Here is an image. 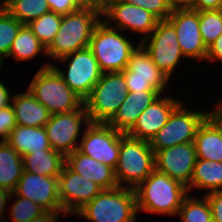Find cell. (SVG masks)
I'll use <instances>...</instances> for the list:
<instances>
[{"label": "cell", "mask_w": 222, "mask_h": 222, "mask_svg": "<svg viewBox=\"0 0 222 222\" xmlns=\"http://www.w3.org/2000/svg\"><path fill=\"white\" fill-rule=\"evenodd\" d=\"M99 7L83 6L62 16L61 26L54 40L46 48V55L58 60L75 51L89 47L96 25L101 21Z\"/></svg>", "instance_id": "6da1fadb"}, {"label": "cell", "mask_w": 222, "mask_h": 222, "mask_svg": "<svg viewBox=\"0 0 222 222\" xmlns=\"http://www.w3.org/2000/svg\"><path fill=\"white\" fill-rule=\"evenodd\" d=\"M134 190L137 210L168 215L177 214L188 195L185 185L156 169Z\"/></svg>", "instance_id": "7a4b0ae2"}, {"label": "cell", "mask_w": 222, "mask_h": 222, "mask_svg": "<svg viewBox=\"0 0 222 222\" xmlns=\"http://www.w3.org/2000/svg\"><path fill=\"white\" fill-rule=\"evenodd\" d=\"M137 211L135 190L124 185L102 190L77 214L87 222H135Z\"/></svg>", "instance_id": "3957f363"}, {"label": "cell", "mask_w": 222, "mask_h": 222, "mask_svg": "<svg viewBox=\"0 0 222 222\" xmlns=\"http://www.w3.org/2000/svg\"><path fill=\"white\" fill-rule=\"evenodd\" d=\"M154 170L155 153L149 141L122 133L118 162L114 170L118 186L123 187L121 182H124L129 184V188L135 189Z\"/></svg>", "instance_id": "277c9868"}, {"label": "cell", "mask_w": 222, "mask_h": 222, "mask_svg": "<svg viewBox=\"0 0 222 222\" xmlns=\"http://www.w3.org/2000/svg\"><path fill=\"white\" fill-rule=\"evenodd\" d=\"M51 65L44 64L37 71L28 90L51 114L78 109L84 101L70 89Z\"/></svg>", "instance_id": "5b68a950"}, {"label": "cell", "mask_w": 222, "mask_h": 222, "mask_svg": "<svg viewBox=\"0 0 222 222\" xmlns=\"http://www.w3.org/2000/svg\"><path fill=\"white\" fill-rule=\"evenodd\" d=\"M128 92L123 72L102 73L100 80L84 100L90 123L107 124L126 99Z\"/></svg>", "instance_id": "8992f818"}, {"label": "cell", "mask_w": 222, "mask_h": 222, "mask_svg": "<svg viewBox=\"0 0 222 222\" xmlns=\"http://www.w3.org/2000/svg\"><path fill=\"white\" fill-rule=\"evenodd\" d=\"M117 30L101 20L96 25L90 40L89 48L103 73L122 72L136 48Z\"/></svg>", "instance_id": "52a82bcc"}, {"label": "cell", "mask_w": 222, "mask_h": 222, "mask_svg": "<svg viewBox=\"0 0 222 222\" xmlns=\"http://www.w3.org/2000/svg\"><path fill=\"white\" fill-rule=\"evenodd\" d=\"M208 116L207 112L187 110L180 103L169 116L167 123L149 142L153 152L194 142L199 126Z\"/></svg>", "instance_id": "ba28073f"}, {"label": "cell", "mask_w": 222, "mask_h": 222, "mask_svg": "<svg viewBox=\"0 0 222 222\" xmlns=\"http://www.w3.org/2000/svg\"><path fill=\"white\" fill-rule=\"evenodd\" d=\"M68 59H70V63L67 66L66 74L59 67L53 64L51 66L59 73L70 89L84 101L100 80L103 72L89 47L68 54L58 61L66 62Z\"/></svg>", "instance_id": "9c48e42d"}, {"label": "cell", "mask_w": 222, "mask_h": 222, "mask_svg": "<svg viewBox=\"0 0 222 222\" xmlns=\"http://www.w3.org/2000/svg\"><path fill=\"white\" fill-rule=\"evenodd\" d=\"M140 43L153 63L170 79L180 58L184 57L175 28L167 20H160L153 32Z\"/></svg>", "instance_id": "30bf717a"}, {"label": "cell", "mask_w": 222, "mask_h": 222, "mask_svg": "<svg viewBox=\"0 0 222 222\" xmlns=\"http://www.w3.org/2000/svg\"><path fill=\"white\" fill-rule=\"evenodd\" d=\"M129 92L162 91L169 78L153 63L148 51L140 43L131 53L122 71Z\"/></svg>", "instance_id": "8fae6325"}, {"label": "cell", "mask_w": 222, "mask_h": 222, "mask_svg": "<svg viewBox=\"0 0 222 222\" xmlns=\"http://www.w3.org/2000/svg\"><path fill=\"white\" fill-rule=\"evenodd\" d=\"M85 126L78 150L115 170L119 157L122 132L105 123H89Z\"/></svg>", "instance_id": "7c38bea8"}, {"label": "cell", "mask_w": 222, "mask_h": 222, "mask_svg": "<svg viewBox=\"0 0 222 222\" xmlns=\"http://www.w3.org/2000/svg\"><path fill=\"white\" fill-rule=\"evenodd\" d=\"M82 121L86 125L90 123L84 103L73 111L51 114L44 126L51 148L64 156L78 149L76 140L80 135Z\"/></svg>", "instance_id": "4fadbf2b"}, {"label": "cell", "mask_w": 222, "mask_h": 222, "mask_svg": "<svg viewBox=\"0 0 222 222\" xmlns=\"http://www.w3.org/2000/svg\"><path fill=\"white\" fill-rule=\"evenodd\" d=\"M102 190L95 182L64 165L58 176V196L63 209V217L77 213Z\"/></svg>", "instance_id": "5bb4252c"}, {"label": "cell", "mask_w": 222, "mask_h": 222, "mask_svg": "<svg viewBox=\"0 0 222 222\" xmlns=\"http://www.w3.org/2000/svg\"><path fill=\"white\" fill-rule=\"evenodd\" d=\"M167 21L175 28L184 57L198 60L207 58V48L199 29V11L175 9Z\"/></svg>", "instance_id": "9a60e30c"}, {"label": "cell", "mask_w": 222, "mask_h": 222, "mask_svg": "<svg viewBox=\"0 0 222 222\" xmlns=\"http://www.w3.org/2000/svg\"><path fill=\"white\" fill-rule=\"evenodd\" d=\"M107 24L115 22V29L118 28L121 32L124 30H132L141 33L148 37L157 23L160 21L155 15L138 7L136 5L128 4L123 0H112L102 9V18ZM111 21V22H110Z\"/></svg>", "instance_id": "2e32d148"}, {"label": "cell", "mask_w": 222, "mask_h": 222, "mask_svg": "<svg viewBox=\"0 0 222 222\" xmlns=\"http://www.w3.org/2000/svg\"><path fill=\"white\" fill-rule=\"evenodd\" d=\"M196 161L194 142L175 145L155 153V169L186 187L192 179Z\"/></svg>", "instance_id": "e0dca14e"}, {"label": "cell", "mask_w": 222, "mask_h": 222, "mask_svg": "<svg viewBox=\"0 0 222 222\" xmlns=\"http://www.w3.org/2000/svg\"><path fill=\"white\" fill-rule=\"evenodd\" d=\"M14 193L40 205L47 212L60 211L63 214L58 196V177L41 176L24 170Z\"/></svg>", "instance_id": "ac0fdd59"}, {"label": "cell", "mask_w": 222, "mask_h": 222, "mask_svg": "<svg viewBox=\"0 0 222 222\" xmlns=\"http://www.w3.org/2000/svg\"><path fill=\"white\" fill-rule=\"evenodd\" d=\"M180 103L171 97L160 96L139 115L134 126L126 134L150 142Z\"/></svg>", "instance_id": "d6986e66"}, {"label": "cell", "mask_w": 222, "mask_h": 222, "mask_svg": "<svg viewBox=\"0 0 222 222\" xmlns=\"http://www.w3.org/2000/svg\"><path fill=\"white\" fill-rule=\"evenodd\" d=\"M65 165L73 172L95 182L103 190L118 187L112 167L92 159L78 149L65 156Z\"/></svg>", "instance_id": "ffe728a7"}, {"label": "cell", "mask_w": 222, "mask_h": 222, "mask_svg": "<svg viewBox=\"0 0 222 222\" xmlns=\"http://www.w3.org/2000/svg\"><path fill=\"white\" fill-rule=\"evenodd\" d=\"M160 95L159 91L128 92L126 99L107 124L126 134L134 126L139 115Z\"/></svg>", "instance_id": "44dd1931"}, {"label": "cell", "mask_w": 222, "mask_h": 222, "mask_svg": "<svg viewBox=\"0 0 222 222\" xmlns=\"http://www.w3.org/2000/svg\"><path fill=\"white\" fill-rule=\"evenodd\" d=\"M16 124L19 126L44 127L51 113L28 90L12 97Z\"/></svg>", "instance_id": "7402d4cb"}, {"label": "cell", "mask_w": 222, "mask_h": 222, "mask_svg": "<svg viewBox=\"0 0 222 222\" xmlns=\"http://www.w3.org/2000/svg\"><path fill=\"white\" fill-rule=\"evenodd\" d=\"M6 141L21 156L52 149L44 127L16 125Z\"/></svg>", "instance_id": "603a6c76"}, {"label": "cell", "mask_w": 222, "mask_h": 222, "mask_svg": "<svg viewBox=\"0 0 222 222\" xmlns=\"http://www.w3.org/2000/svg\"><path fill=\"white\" fill-rule=\"evenodd\" d=\"M194 145L197 159L222 162V131L209 116L199 126Z\"/></svg>", "instance_id": "cb8c5ba5"}, {"label": "cell", "mask_w": 222, "mask_h": 222, "mask_svg": "<svg viewBox=\"0 0 222 222\" xmlns=\"http://www.w3.org/2000/svg\"><path fill=\"white\" fill-rule=\"evenodd\" d=\"M24 172L23 157L7 141L0 142V188L14 192Z\"/></svg>", "instance_id": "d4e9b609"}, {"label": "cell", "mask_w": 222, "mask_h": 222, "mask_svg": "<svg viewBox=\"0 0 222 222\" xmlns=\"http://www.w3.org/2000/svg\"><path fill=\"white\" fill-rule=\"evenodd\" d=\"M22 157L24 170L41 176L58 177L65 165V156L53 149Z\"/></svg>", "instance_id": "484cf974"}, {"label": "cell", "mask_w": 222, "mask_h": 222, "mask_svg": "<svg viewBox=\"0 0 222 222\" xmlns=\"http://www.w3.org/2000/svg\"><path fill=\"white\" fill-rule=\"evenodd\" d=\"M209 189V192L222 190V162L197 159L190 184L191 188Z\"/></svg>", "instance_id": "4316f807"}, {"label": "cell", "mask_w": 222, "mask_h": 222, "mask_svg": "<svg viewBox=\"0 0 222 222\" xmlns=\"http://www.w3.org/2000/svg\"><path fill=\"white\" fill-rule=\"evenodd\" d=\"M40 51L46 55V47L32 33L27 24H23L14 39L9 56H13L16 60H29L34 58Z\"/></svg>", "instance_id": "83f0119b"}, {"label": "cell", "mask_w": 222, "mask_h": 222, "mask_svg": "<svg viewBox=\"0 0 222 222\" xmlns=\"http://www.w3.org/2000/svg\"><path fill=\"white\" fill-rule=\"evenodd\" d=\"M5 8L22 24L51 11L47 0H4Z\"/></svg>", "instance_id": "f1b7e54d"}, {"label": "cell", "mask_w": 222, "mask_h": 222, "mask_svg": "<svg viewBox=\"0 0 222 222\" xmlns=\"http://www.w3.org/2000/svg\"><path fill=\"white\" fill-rule=\"evenodd\" d=\"M62 21V15L49 11L27 25L38 40L47 48L54 40Z\"/></svg>", "instance_id": "f546056e"}, {"label": "cell", "mask_w": 222, "mask_h": 222, "mask_svg": "<svg viewBox=\"0 0 222 222\" xmlns=\"http://www.w3.org/2000/svg\"><path fill=\"white\" fill-rule=\"evenodd\" d=\"M178 214L182 222H211L212 211L206 197L197 199L186 197L179 208Z\"/></svg>", "instance_id": "4dcf8cb0"}, {"label": "cell", "mask_w": 222, "mask_h": 222, "mask_svg": "<svg viewBox=\"0 0 222 222\" xmlns=\"http://www.w3.org/2000/svg\"><path fill=\"white\" fill-rule=\"evenodd\" d=\"M22 25L6 8L0 12V57L2 59L7 58Z\"/></svg>", "instance_id": "1f68e13d"}, {"label": "cell", "mask_w": 222, "mask_h": 222, "mask_svg": "<svg viewBox=\"0 0 222 222\" xmlns=\"http://www.w3.org/2000/svg\"><path fill=\"white\" fill-rule=\"evenodd\" d=\"M199 29L203 43L208 49L222 34V17L218 10L199 11Z\"/></svg>", "instance_id": "d6a6232c"}, {"label": "cell", "mask_w": 222, "mask_h": 222, "mask_svg": "<svg viewBox=\"0 0 222 222\" xmlns=\"http://www.w3.org/2000/svg\"><path fill=\"white\" fill-rule=\"evenodd\" d=\"M12 195L17 198L15 203L11 206L10 217L13 222H30L47 212L40 205L27 198L15 195L14 192H12Z\"/></svg>", "instance_id": "836d02e7"}, {"label": "cell", "mask_w": 222, "mask_h": 222, "mask_svg": "<svg viewBox=\"0 0 222 222\" xmlns=\"http://www.w3.org/2000/svg\"><path fill=\"white\" fill-rule=\"evenodd\" d=\"M128 4L142 7L148 12L155 15L159 20H167L172 13L168 0H123Z\"/></svg>", "instance_id": "e575fe53"}, {"label": "cell", "mask_w": 222, "mask_h": 222, "mask_svg": "<svg viewBox=\"0 0 222 222\" xmlns=\"http://www.w3.org/2000/svg\"><path fill=\"white\" fill-rule=\"evenodd\" d=\"M16 125L12 105L0 108V137L3 138V141L9 138Z\"/></svg>", "instance_id": "d590c367"}, {"label": "cell", "mask_w": 222, "mask_h": 222, "mask_svg": "<svg viewBox=\"0 0 222 222\" xmlns=\"http://www.w3.org/2000/svg\"><path fill=\"white\" fill-rule=\"evenodd\" d=\"M51 11L59 15H66L78 11L83 6L77 0H47Z\"/></svg>", "instance_id": "8d00e7d4"}, {"label": "cell", "mask_w": 222, "mask_h": 222, "mask_svg": "<svg viewBox=\"0 0 222 222\" xmlns=\"http://www.w3.org/2000/svg\"><path fill=\"white\" fill-rule=\"evenodd\" d=\"M205 197L211 207L212 221L222 222V190L208 192Z\"/></svg>", "instance_id": "74e56055"}, {"label": "cell", "mask_w": 222, "mask_h": 222, "mask_svg": "<svg viewBox=\"0 0 222 222\" xmlns=\"http://www.w3.org/2000/svg\"><path fill=\"white\" fill-rule=\"evenodd\" d=\"M206 60H220L222 62V34L207 49Z\"/></svg>", "instance_id": "f35d334b"}, {"label": "cell", "mask_w": 222, "mask_h": 222, "mask_svg": "<svg viewBox=\"0 0 222 222\" xmlns=\"http://www.w3.org/2000/svg\"><path fill=\"white\" fill-rule=\"evenodd\" d=\"M222 5V0H194L193 10L210 11L218 10Z\"/></svg>", "instance_id": "ab89813d"}, {"label": "cell", "mask_w": 222, "mask_h": 222, "mask_svg": "<svg viewBox=\"0 0 222 222\" xmlns=\"http://www.w3.org/2000/svg\"><path fill=\"white\" fill-rule=\"evenodd\" d=\"M10 93L8 88L0 81V108L11 105Z\"/></svg>", "instance_id": "60d3db41"}, {"label": "cell", "mask_w": 222, "mask_h": 222, "mask_svg": "<svg viewBox=\"0 0 222 222\" xmlns=\"http://www.w3.org/2000/svg\"><path fill=\"white\" fill-rule=\"evenodd\" d=\"M171 8L175 9H192L194 0H168Z\"/></svg>", "instance_id": "b9f144b4"}, {"label": "cell", "mask_w": 222, "mask_h": 222, "mask_svg": "<svg viewBox=\"0 0 222 222\" xmlns=\"http://www.w3.org/2000/svg\"><path fill=\"white\" fill-rule=\"evenodd\" d=\"M59 211H55V212H46L44 213L41 217H38L36 219H33L32 221L30 222H58V218H59V214H58ZM6 219H3V222H6L5 221Z\"/></svg>", "instance_id": "7bdbcfd3"}, {"label": "cell", "mask_w": 222, "mask_h": 222, "mask_svg": "<svg viewBox=\"0 0 222 222\" xmlns=\"http://www.w3.org/2000/svg\"><path fill=\"white\" fill-rule=\"evenodd\" d=\"M12 193L6 189L0 188V217L4 215L5 206L7 204V200L12 198ZM0 222L3 220L0 219Z\"/></svg>", "instance_id": "ee69618b"}, {"label": "cell", "mask_w": 222, "mask_h": 222, "mask_svg": "<svg viewBox=\"0 0 222 222\" xmlns=\"http://www.w3.org/2000/svg\"><path fill=\"white\" fill-rule=\"evenodd\" d=\"M219 108L216 111L209 112V117L217 124V126L222 131V106H218Z\"/></svg>", "instance_id": "f6af8a7d"}, {"label": "cell", "mask_w": 222, "mask_h": 222, "mask_svg": "<svg viewBox=\"0 0 222 222\" xmlns=\"http://www.w3.org/2000/svg\"><path fill=\"white\" fill-rule=\"evenodd\" d=\"M112 0H90V6L99 7L101 10Z\"/></svg>", "instance_id": "bcb514c9"}, {"label": "cell", "mask_w": 222, "mask_h": 222, "mask_svg": "<svg viewBox=\"0 0 222 222\" xmlns=\"http://www.w3.org/2000/svg\"><path fill=\"white\" fill-rule=\"evenodd\" d=\"M82 6H90V0H77Z\"/></svg>", "instance_id": "7dc6e473"}, {"label": "cell", "mask_w": 222, "mask_h": 222, "mask_svg": "<svg viewBox=\"0 0 222 222\" xmlns=\"http://www.w3.org/2000/svg\"><path fill=\"white\" fill-rule=\"evenodd\" d=\"M2 3L0 4V12L5 8V1L0 0Z\"/></svg>", "instance_id": "c3c4849f"}, {"label": "cell", "mask_w": 222, "mask_h": 222, "mask_svg": "<svg viewBox=\"0 0 222 222\" xmlns=\"http://www.w3.org/2000/svg\"><path fill=\"white\" fill-rule=\"evenodd\" d=\"M218 11L220 12L221 17H222V5H221L220 8L218 9Z\"/></svg>", "instance_id": "681fc988"}, {"label": "cell", "mask_w": 222, "mask_h": 222, "mask_svg": "<svg viewBox=\"0 0 222 222\" xmlns=\"http://www.w3.org/2000/svg\"><path fill=\"white\" fill-rule=\"evenodd\" d=\"M3 59L0 57V69H1V65H2V61Z\"/></svg>", "instance_id": "f907efd6"}]
</instances>
